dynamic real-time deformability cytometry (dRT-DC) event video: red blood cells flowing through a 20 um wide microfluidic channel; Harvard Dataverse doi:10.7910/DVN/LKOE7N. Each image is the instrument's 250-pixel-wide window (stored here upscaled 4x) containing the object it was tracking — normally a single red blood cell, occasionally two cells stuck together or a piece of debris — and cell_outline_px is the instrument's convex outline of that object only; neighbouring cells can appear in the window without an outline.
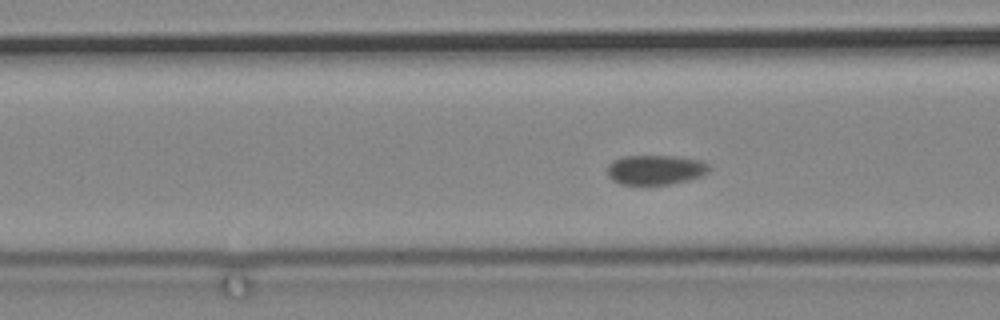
{"species": "common noctule bat (a hibernating species)", "species_latin": "Nyctalus noctula", "temperature_condition": "cold", "stored_images_in_passage": 38, "camera_frame_rate_fps": 3000, "um_per_image_px": 0.085, "animal": {"sex": "male", "body_mass_g": 19.2, "forearm_length_mm": 51.8}, "frame": {"image": 1, "passage_image": 7, "time_ms": 2.0, "image_size_px": [1000, 320], "cell_outline_px": [[708, 172], [700, 176], [688, 180], [668, 184], [620, 184], [612, 180], [608, 176], [608, 164], [612, 160], [624, 156], [676, 156], [700, 160], [708, 164]], "centroid_in_image_um": [55.68, 14.42], "position_along_channel_um": 110.9, "area_um2": 17.51}}
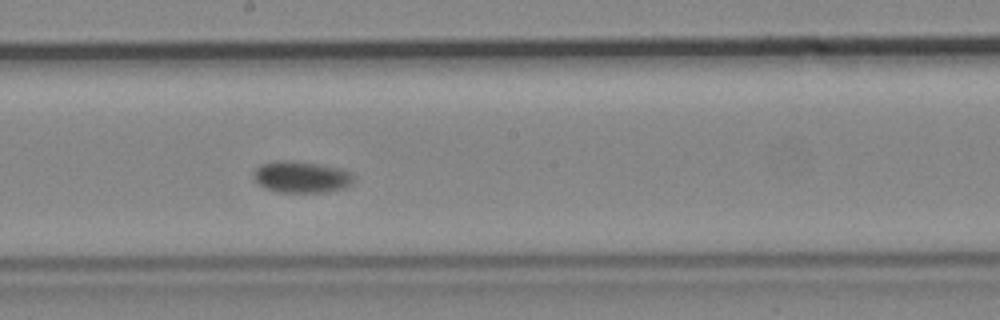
{"frame": {"image": 2, "passage_image": 18, "time_ms": 5.667, "image_size_px": [1000, 320], "cell_outline_px": [[352, 184], [344, 188], [328, 192], [276, 192], [264, 188], [252, 176], [252, 172], [260, 164], [272, 160], [288, 160], [316, 164], [340, 168], [348, 172], [352, 176]], "centroid_in_image_um": [25.55, 15.04], "position_along_channel_um": 222.6, "area_um2": 18.44}}
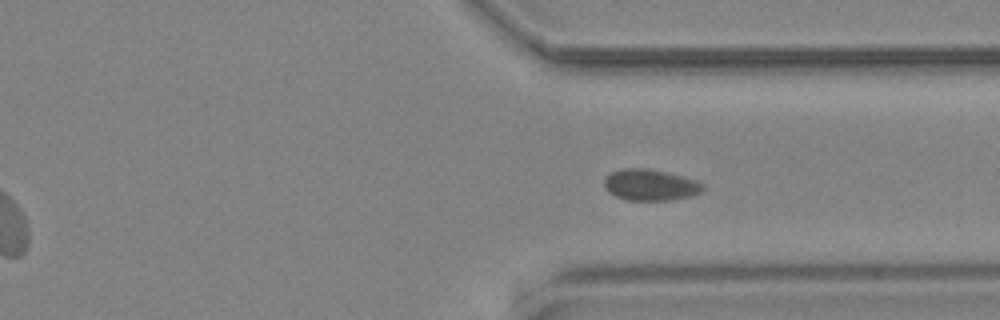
{"frame": {"image": 3, "passage_image": 31, "time_ms": 10.0, "image_size_px": [1000, 320], "cell_outline_px": [[704, 188], [700, 192], [688, 196], [672, 200], [628, 200], [616, 196], [608, 192], [604, 184], [604, 180], [612, 172], [624, 168], [644, 168], [664, 172], [696, 180], [704, 184]], "centroid_in_image_um": [55.26, 15.72], "position_along_channel_um": 356.1, "area_um2": 17.63}}